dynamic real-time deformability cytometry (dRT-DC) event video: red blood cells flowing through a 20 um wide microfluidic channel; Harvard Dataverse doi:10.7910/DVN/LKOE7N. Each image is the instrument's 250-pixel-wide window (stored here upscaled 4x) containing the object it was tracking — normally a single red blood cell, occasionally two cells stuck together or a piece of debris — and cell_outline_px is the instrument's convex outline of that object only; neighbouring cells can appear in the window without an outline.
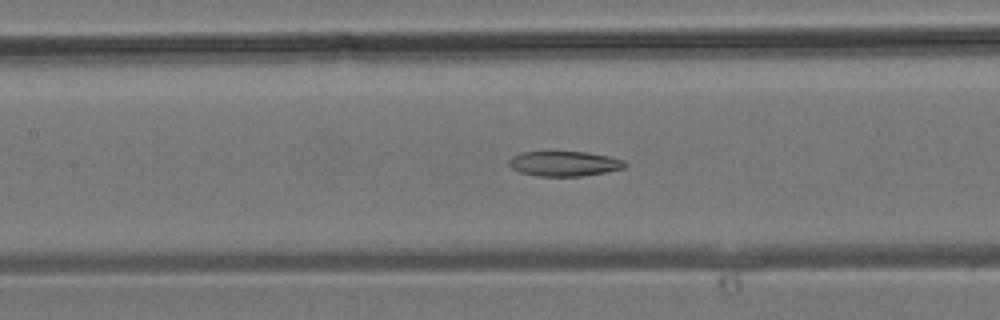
{"species": "common noctule bat (a hibernating species)", "species_latin": "Nyctalus noctula", "temperature_condition": "room temperature", "stored_images_in_passage": 36, "camera_frame_rate_fps": 3000, "um_per_image_px": 0.085, "animal": {"sex": "male", "body_mass_g": 19.2, "forearm_length_mm": 51.8}, "frame": {"image": 1, "passage_image": 15, "time_ms": 4.667, "image_size_px": [1000, 320], "cell_outline_px": [[628, 164], [624, 168], [608, 172], [580, 176], [536, 176], [520, 172], [512, 168], [508, 164], [508, 160], [512, 156], [520, 152], [588, 152], [608, 156], [624, 160]], "centroid_in_image_um": [47.97, 13.91], "position_along_channel_um": 159.4, "area_um2": 16.99}}
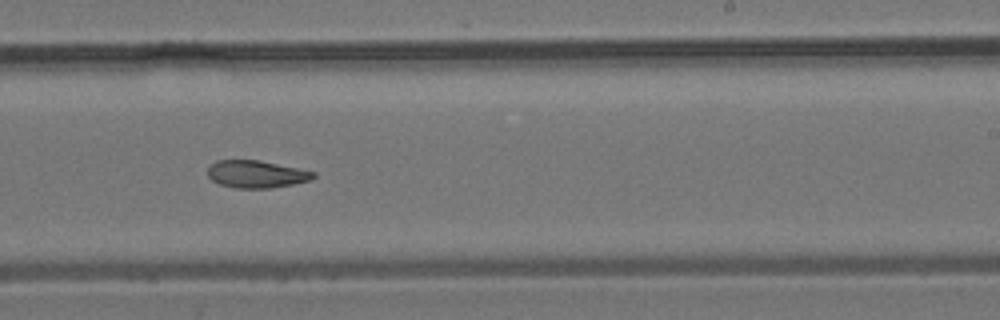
{"frame": {"image": 2, "passage_image": 21, "time_ms": 6.667, "image_size_px": [1000, 320], "cell_outline_px": [[316, 176], [312, 180], [292, 184], [268, 188], [236, 188], [220, 184], [212, 180], [208, 176], [208, 168], [216, 160], [260, 160], [316, 172]], "centroid_in_image_um": [21.8, 14.8], "position_along_channel_um": 267.2, "area_um2": 16.82}}
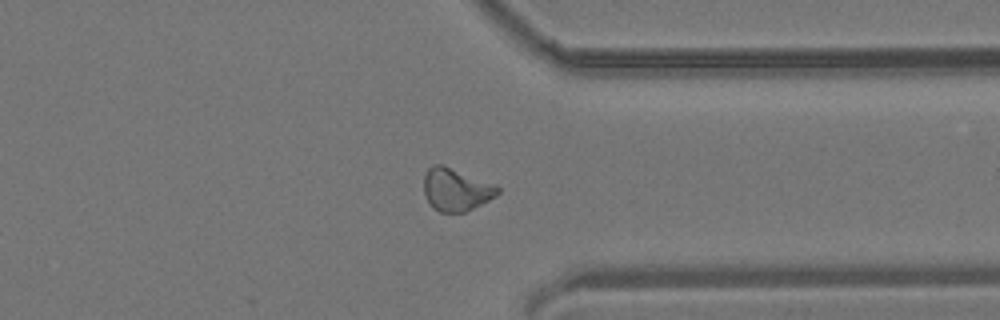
{"frame": {"image": 3, "passage_image": 27, "time_ms": 8.667, "image_size_px": [1000, 320], "cell_outline_px": [[500, 192], [496, 196], [464, 212], [440, 212], [432, 208], [424, 196], [424, 176], [428, 168], [432, 164], [444, 164], [496, 184], [500, 188]], "centroid_in_image_um": [38.75, 16.09], "position_along_channel_um": 372.7, "area_um2": 18.61}}